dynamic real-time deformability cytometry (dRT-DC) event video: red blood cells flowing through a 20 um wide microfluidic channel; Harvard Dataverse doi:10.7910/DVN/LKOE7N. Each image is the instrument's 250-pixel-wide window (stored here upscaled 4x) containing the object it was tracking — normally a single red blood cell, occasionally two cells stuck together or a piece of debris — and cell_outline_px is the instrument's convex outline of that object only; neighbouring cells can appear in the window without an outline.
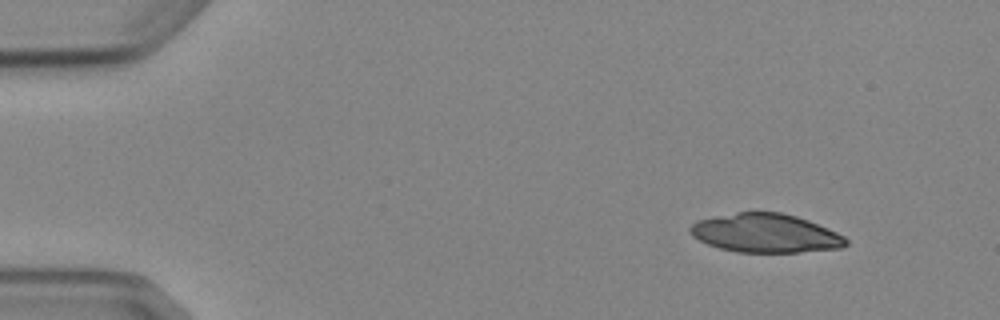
{"species": "Egyptian fruit bat (a non-hibernating species)", "species_latin": "Rousettus aegyptiacus", "temperature_condition": "cold", "stored_images_in_passage": 4, "camera_frame_rate_fps": 3000, "um_per_image_px": 0.085, "animal": {"sex": "female"}, "frame": {"image": 1, "passage_image": 1, "time_ms": 0.0, "image_size_px": [1000, 320], "cell_outline_px": [[848, 244], [840, 248], [796, 252], [736, 252], [720, 248], [708, 244], [692, 236], [688, 228], [696, 220], [736, 212], [780, 212], [796, 216], [808, 220], [828, 228], [844, 236], [848, 240]], "centroid_in_image_um": [65.06, 19.81], "position_along_channel_um": 19.9, "area_um2": 35.14}}